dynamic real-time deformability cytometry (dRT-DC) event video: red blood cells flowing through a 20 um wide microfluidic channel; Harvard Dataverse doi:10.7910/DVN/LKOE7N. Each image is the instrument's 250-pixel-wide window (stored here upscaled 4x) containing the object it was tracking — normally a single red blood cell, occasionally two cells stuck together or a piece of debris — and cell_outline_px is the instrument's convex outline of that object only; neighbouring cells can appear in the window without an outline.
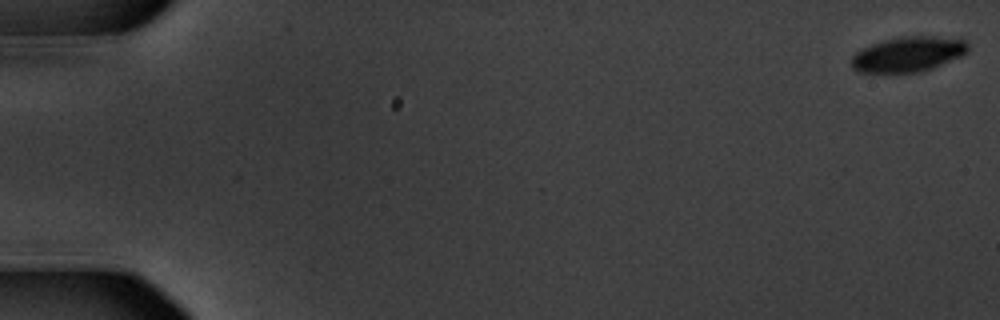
{"species": "common noctule bat (a hibernating species)", "species_latin": "Nyctalus noctula", "temperature_condition": "warm", "stored_images_in_passage": 58, "camera_frame_rate_fps": 3000, "um_per_image_px": 0.085, "animal": {"sex": "male", "body_mass_g": 20.1, "forearm_length_mm": 53.5}, "frame": {"image": 1, "passage_image": 1, "time_ms": 0.0, "image_size_px": [1000, 320], "cell_outline_px": [[968, 52], [960, 56], [932, 68], [920, 72], [856, 72], [852, 68], [852, 56], [856, 52], [872, 44], [884, 40], [904, 36], [932, 36], [964, 40], [968, 44]], "centroid_in_image_um": [77.18, 4.61], "position_along_channel_um": 7.8, "area_um2": 23.52}}
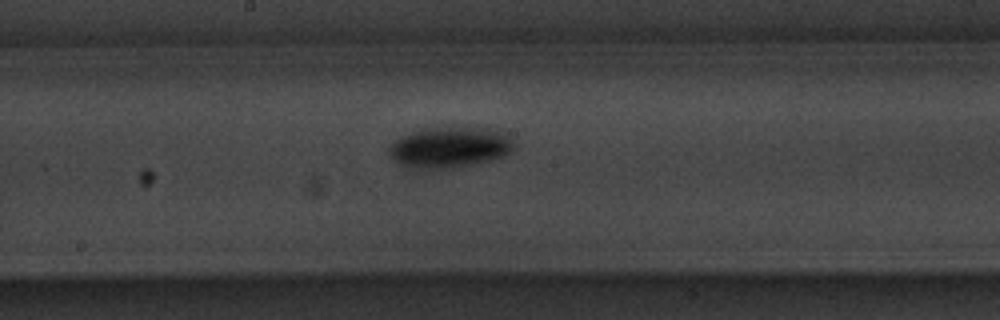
{"frame": {"image": 2, "passage_image": 32, "time_ms": 10.333, "image_size_px": [1000, 320], "cell_outline_px": [[516, 144], [504, 156], [476, 164], [452, 168], [420, 168], [396, 164], [388, 156], [388, 148], [400, 136], [412, 132], [452, 124], [484, 128], [504, 132]], "centroid_in_image_um": [38.21, 12.49], "position_along_channel_um": 210.0, "area_um2": 30.23}}
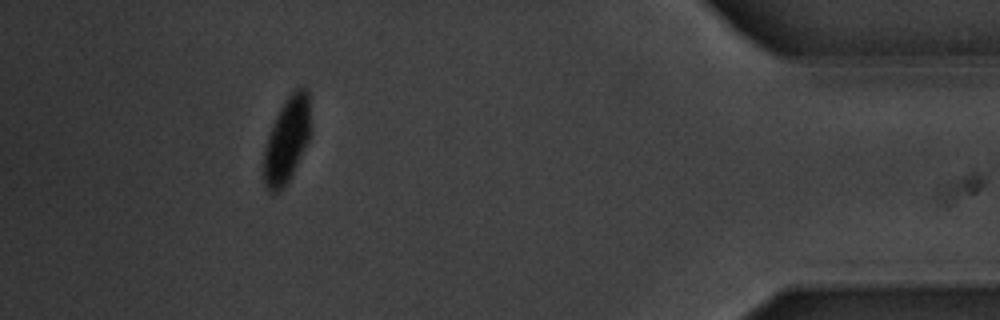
{"frame": {"image": 3, "passage_image": 53, "time_ms": 17.333, "image_size_px": [1000, 320], "cell_outline_px": [[312, 132], [288, 184], [284, 188], [276, 192], [268, 192], [264, 184], [264, 148], [272, 124], [280, 108], [288, 96], [300, 84], [304, 84], [308, 88], [312, 128]], "centroid_in_image_um": [24.43, 11.86], "position_along_channel_um": 410.8, "area_um2": 23.99}, "authors_computed_cell_mechanics": {"area_um2": 26.2701, "velocity_mm_per_s": 3.5713, "shape_relaxation_time_tau1_ms": 2.0523, "shape_relaxation_time_tau2_ms": null, "deformation_change_tau1": 0.1346, "deformation_change_tau2": null}}